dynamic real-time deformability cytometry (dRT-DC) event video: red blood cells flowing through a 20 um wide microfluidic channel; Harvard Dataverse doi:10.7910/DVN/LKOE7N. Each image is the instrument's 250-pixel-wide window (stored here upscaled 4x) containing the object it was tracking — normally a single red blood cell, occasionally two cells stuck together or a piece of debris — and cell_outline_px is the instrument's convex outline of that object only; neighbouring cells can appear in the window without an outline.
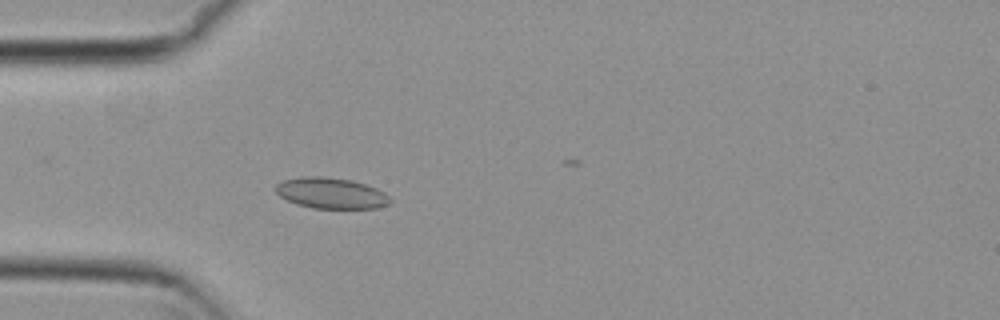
{"species": "common noctule bat (a hibernating species)", "species_latin": "Nyctalus noctula", "temperature_condition": "cold", "stored_images_in_passage": 5, "camera_frame_rate_fps": 3000, "um_per_image_px": 0.085, "animal": {"sex": "female", "body_mass_g": 29.2, "forearm_length_mm": 56.3}, "frame": {"image": 1, "passage_image": 5, "time_ms": 1.333, "image_size_px": [1000, 320], "cell_outline_px": [[392, 204], [376, 208], [312, 208], [296, 204], [280, 196], [276, 192], [276, 184], [284, 180], [304, 176], [320, 176], [352, 180], [376, 188], [384, 192], [392, 200]], "centroid_in_image_um": [28.16, 16.42], "position_along_channel_um": 56.8, "area_um2": 20.58}}